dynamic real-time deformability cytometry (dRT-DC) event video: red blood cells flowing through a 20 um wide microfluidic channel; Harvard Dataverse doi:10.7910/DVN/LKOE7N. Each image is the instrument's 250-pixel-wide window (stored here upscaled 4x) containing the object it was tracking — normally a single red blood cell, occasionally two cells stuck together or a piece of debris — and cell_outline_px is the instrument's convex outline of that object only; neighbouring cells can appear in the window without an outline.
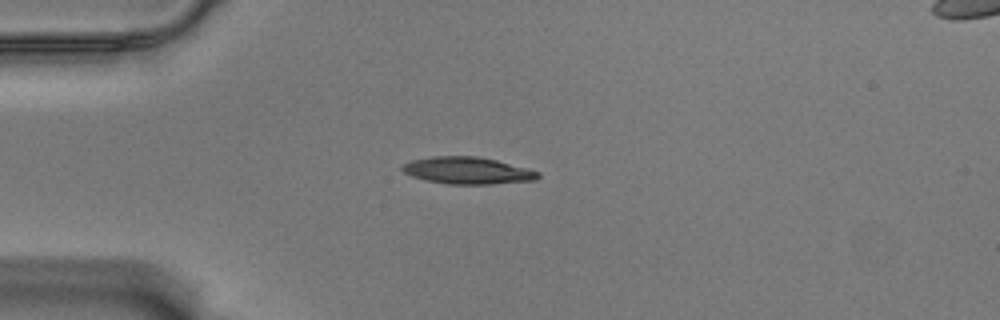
{"species": "Egyptian fruit bat (a non-hibernating species)", "species_latin": "Rousettus aegyptiacus", "temperature_condition": "warm", "stored_images_in_passage": 43, "camera_frame_rate_fps": 3000, "um_per_image_px": 0.085, "animal": {"sex": "male"}, "frame": {"image": 1, "passage_image": 1, "time_ms": 0.0, "image_size_px": [1000, 320], "cell_outline_px": [[540, 176], [536, 180], [488, 184], [448, 184], [424, 180], [412, 176], [404, 172], [400, 168], [404, 164], [412, 160], [432, 156], [480, 156], [528, 168], [540, 172]], "centroid_in_image_um": [39.74, 14.49], "position_along_channel_um": 45.3, "area_um2": 21.39}}
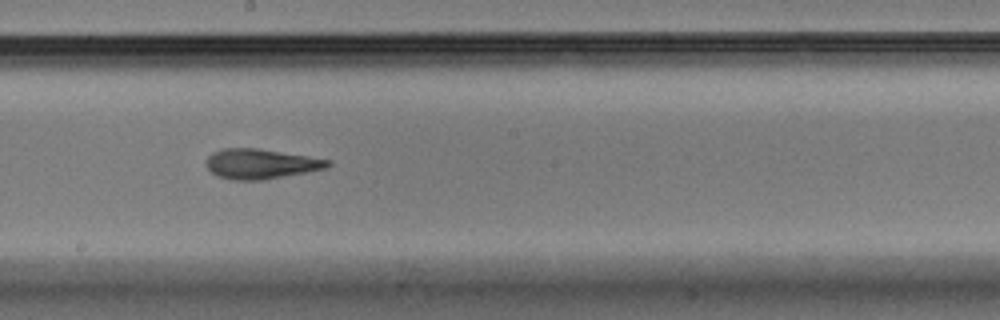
{"frame": {"image": 2, "passage_image": 18, "time_ms": 5.667, "image_size_px": [1000, 320], "cell_outline_px": [[332, 164], [328, 168], [308, 172], [264, 180], [232, 180], [216, 176], [204, 164], [208, 156], [212, 152], [220, 148], [260, 148], [332, 160]], "centroid_in_image_um": [22.17, 13.92], "position_along_channel_um": 226.0, "area_um2": 21.62}}
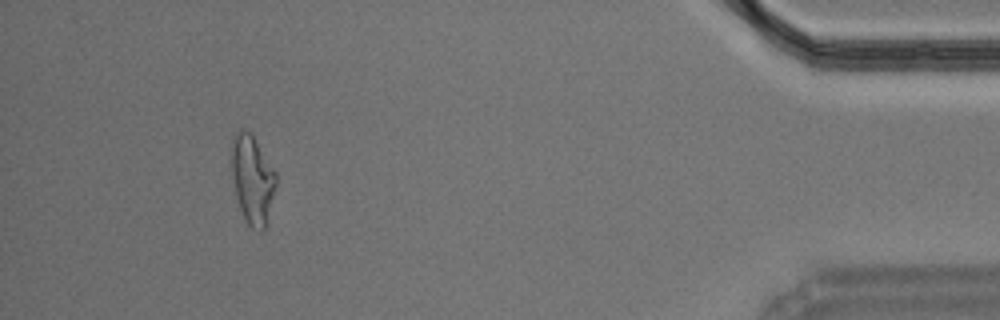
{"frame": {"image": 3, "passage_image": 39, "time_ms": 12.667, "image_size_px": [1000, 320], "cell_outline_px": [[276, 184], [268, 224], [260, 232], [252, 228], [248, 224], [240, 208], [236, 196], [232, 176], [228, 152], [232, 136], [240, 128], [252, 132], [276, 172]], "centroid_in_image_um": [21.43, 15.18], "position_along_channel_um": 413.8, "area_um2": 23.81}, "authors_computed_cell_mechanics": {"area_um2": 21.6172, "velocity_mm_per_s": 3.5354, "shape_relaxation_time_tau1_ms": 10.8449, "shape_relaxation_time_tau2_ms": 2.8566, "deformation_change_tau1": 0.2608, "deformation_change_tau2": 0.1294}}